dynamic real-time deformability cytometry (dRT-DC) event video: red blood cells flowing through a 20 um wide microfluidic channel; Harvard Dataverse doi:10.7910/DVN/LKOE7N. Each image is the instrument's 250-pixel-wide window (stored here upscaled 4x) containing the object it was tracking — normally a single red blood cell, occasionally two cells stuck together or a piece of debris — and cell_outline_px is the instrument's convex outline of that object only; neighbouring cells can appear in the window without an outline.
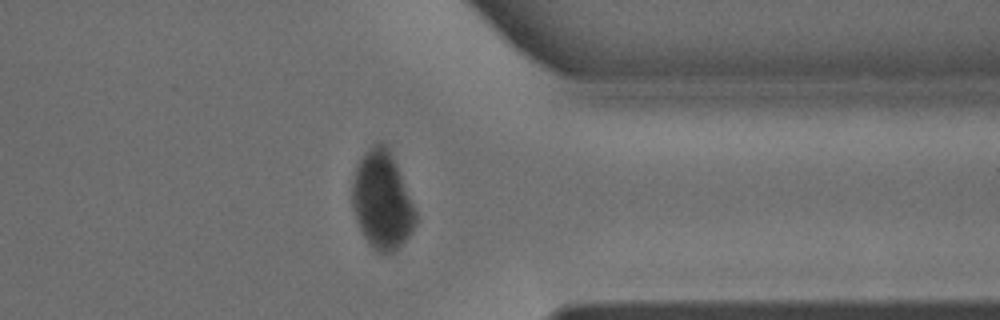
{"species": "common noctule bat (a hibernating species)", "species_latin": "Nyctalus noctula", "temperature_condition": "warm", "stored_images_in_passage": 35, "camera_frame_rate_fps": 3000, "um_per_image_px": 0.085, "animal": {"sex": "male", "body_mass_g": 15.6}, "frame": {"image": 1, "passage_image": 28, "time_ms": 9.0, "image_size_px": [1000, 320], "cell_outline_px": [[416, 224], [412, 232], [392, 252], [376, 252], [372, 248], [364, 236], [356, 220], [352, 208], [352, 184], [356, 164], [364, 152], [376, 140], [380, 140], [388, 148], [396, 164], [416, 212]], "centroid_in_image_um": [32.44, 17.0], "position_along_channel_um": 379.0, "area_um2": 35.89}}
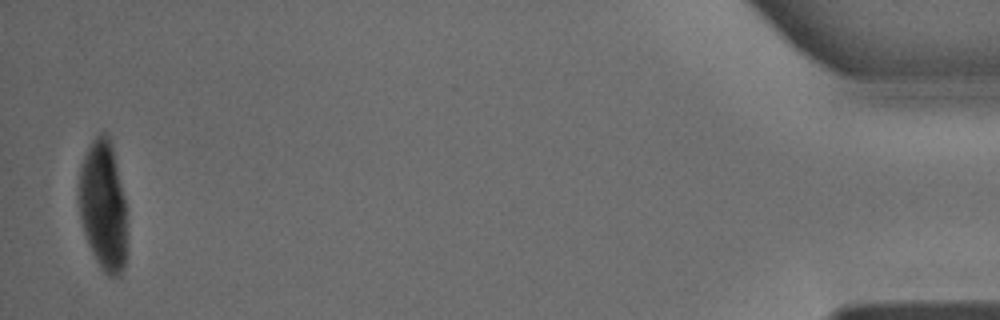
{"frame": {"image": 2, "passage_image": 35, "time_ms": 11.333, "image_size_px": [1000, 320], "cell_outline_px": [[124, 264], [120, 276], [108, 276], [100, 268], [88, 244], [84, 232], [80, 216], [76, 196], [80, 164], [92, 140], [100, 132], [108, 132], [112, 144], [124, 196]], "centroid_in_image_um": [8.71, 17.41], "position_along_channel_um": 426.5, "area_um2": 36.36}}